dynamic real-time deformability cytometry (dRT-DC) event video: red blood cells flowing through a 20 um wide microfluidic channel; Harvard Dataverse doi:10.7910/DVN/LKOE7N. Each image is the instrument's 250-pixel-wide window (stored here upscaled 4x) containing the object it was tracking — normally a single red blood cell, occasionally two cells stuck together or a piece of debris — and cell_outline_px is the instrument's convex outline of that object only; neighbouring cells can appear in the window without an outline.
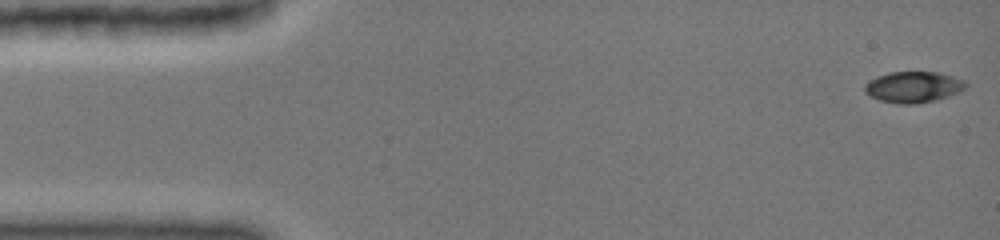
{"species": "common noctule bat (a hibernating species)", "species_latin": "Nyctalus noctula", "temperature_condition": "cold", "stored_images_in_passage": 5, "camera_frame_rate_fps": 3000, "um_per_image_px": 0.085, "animal": {"sex": "female", "body_mass_g": 19.0, "forearm_length_mm": 51.5}, "frame": {"image": 1, "passage_image": 1, "time_ms": 0.0, "image_size_px": [1000, 240], "cell_outline_px": [[968, 84], [964, 88], [948, 96], [936, 100], [916, 104], [900, 104], [880, 100], [864, 92], [864, 84], [876, 76], [888, 72], [940, 72], [964, 80]], "centroid_in_image_um": [77.61, 7.39], "position_along_channel_um": 7.4, "area_um2": 18.26}}
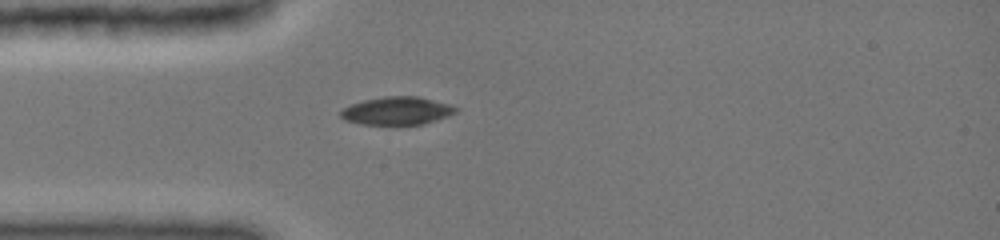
{"frame": {"image": 2, "passage_image": 5, "time_ms": 4.0, "image_size_px": [1000, 240], "cell_outline_px": [[456, 112], [448, 116], [424, 124], [396, 128], [360, 124], [348, 120], [340, 116], [340, 112], [344, 108], [352, 104], [364, 100], [388, 96], [416, 96], [444, 104], [456, 108]], "centroid_in_image_um": [33.69, 9.48], "position_along_channel_um": 51.3, "area_um2": 19.07}}